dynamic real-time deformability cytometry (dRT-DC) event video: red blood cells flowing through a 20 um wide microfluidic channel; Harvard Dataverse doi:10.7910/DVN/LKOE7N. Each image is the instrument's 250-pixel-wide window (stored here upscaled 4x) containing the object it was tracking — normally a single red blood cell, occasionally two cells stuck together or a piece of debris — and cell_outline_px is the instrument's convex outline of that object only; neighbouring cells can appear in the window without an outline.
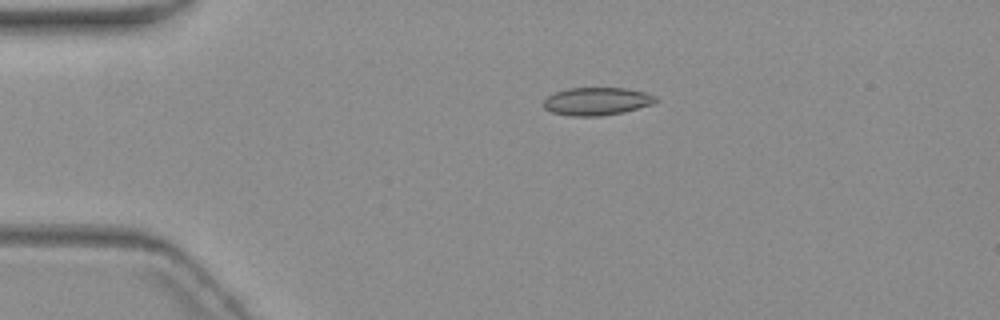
{"species": "common noctule bat (a hibernating species)", "species_latin": "Nyctalus noctula", "temperature_condition": "warm", "stored_images_in_passage": 8, "camera_frame_rate_fps": 3000, "um_per_image_px": 0.085, "animal": {"sex": "female", "body_mass_g": 19.3, "forearm_length_mm": 54.1}, "frame": {"image": 1, "passage_image": 3, "time_ms": 3.333, "image_size_px": [1000, 320], "cell_outline_px": [[656, 100], [652, 104], [624, 112], [600, 116], [572, 116], [552, 112], [544, 108], [544, 100], [548, 96], [556, 92], [568, 88], [628, 88], [644, 92], [656, 96]], "centroid_in_image_um": [50.73, 8.61], "position_along_channel_um": 34.3, "area_um2": 18.09}}
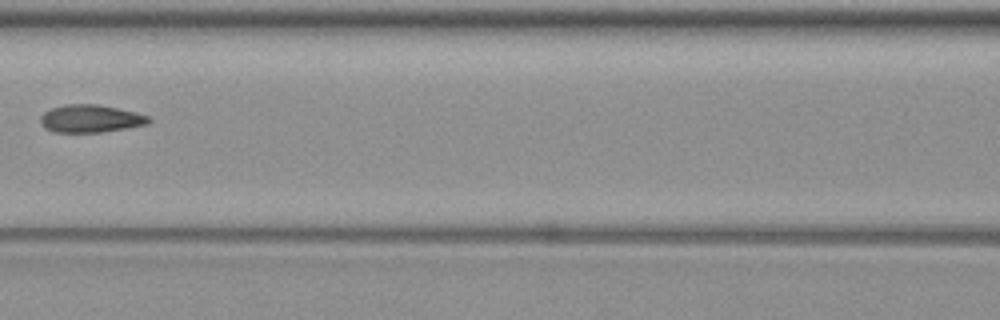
{"frame": {"image": 2, "passage_image": 6, "time_ms": 8.0, "image_size_px": [1000, 320], "cell_outline_px": [[152, 120], [148, 124], [100, 132], [56, 132], [44, 128], [40, 124], [40, 116], [44, 112], [52, 108], [64, 104], [96, 104], [136, 112], [148, 116]], "centroid_in_image_um": [7.66, 10.08], "position_along_channel_um": 158.9, "area_um2": 17.4}}
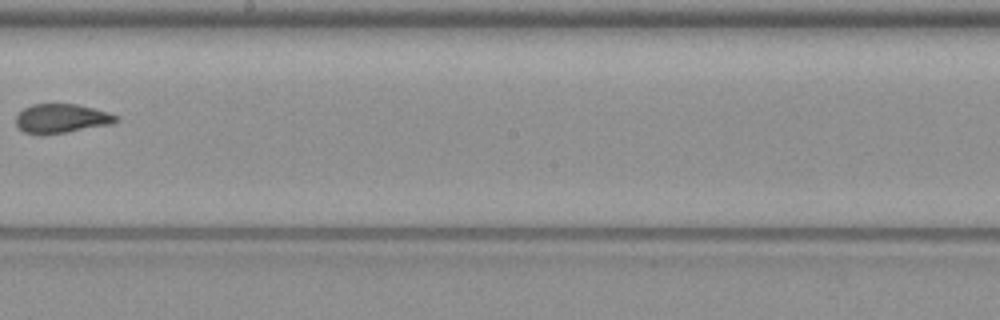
{"frame": {"image": 3, "passage_image": 8, "time_ms": 10.333, "image_size_px": [1000, 320], "cell_outline_px": [[120, 120], [112, 124], [44, 136], [24, 132], [16, 124], [16, 116], [24, 108], [32, 104], [76, 104], [108, 112], [120, 116]], "centroid_in_image_um": [5.24, 10.08], "position_along_channel_um": 243.0, "area_um2": 17.17}}